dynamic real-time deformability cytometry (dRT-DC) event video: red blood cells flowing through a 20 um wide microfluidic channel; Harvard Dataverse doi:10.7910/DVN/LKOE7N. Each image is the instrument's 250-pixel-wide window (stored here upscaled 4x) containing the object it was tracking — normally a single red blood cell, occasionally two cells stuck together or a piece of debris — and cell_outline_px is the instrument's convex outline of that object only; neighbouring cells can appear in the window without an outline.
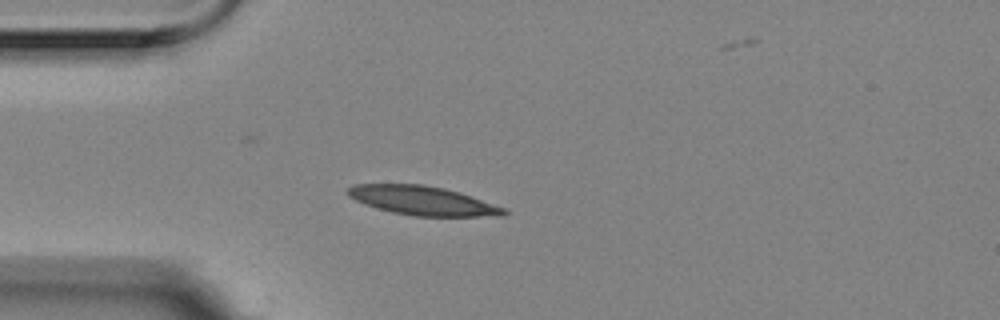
{"species": "Egyptian fruit bat (a non-hibernating species)", "species_latin": "Rousettus aegyptiacus", "temperature_condition": "room temperature", "stored_images_in_passage": 6, "camera_frame_rate_fps": 3000, "um_per_image_px": 0.085, "animal": {"sex": "female"}, "frame": {"image": 1, "passage_image": 4, "time_ms": 1.0, "image_size_px": [1000, 320], "cell_outline_px": [[508, 212], [504, 216], [412, 216], [392, 212], [376, 208], [364, 204], [348, 196], [344, 192], [352, 184], [424, 184], [444, 188], [460, 192], [504, 208]], "centroid_in_image_um": [35.88, 17.05], "position_along_channel_um": 49.1, "area_um2": 26.47}}